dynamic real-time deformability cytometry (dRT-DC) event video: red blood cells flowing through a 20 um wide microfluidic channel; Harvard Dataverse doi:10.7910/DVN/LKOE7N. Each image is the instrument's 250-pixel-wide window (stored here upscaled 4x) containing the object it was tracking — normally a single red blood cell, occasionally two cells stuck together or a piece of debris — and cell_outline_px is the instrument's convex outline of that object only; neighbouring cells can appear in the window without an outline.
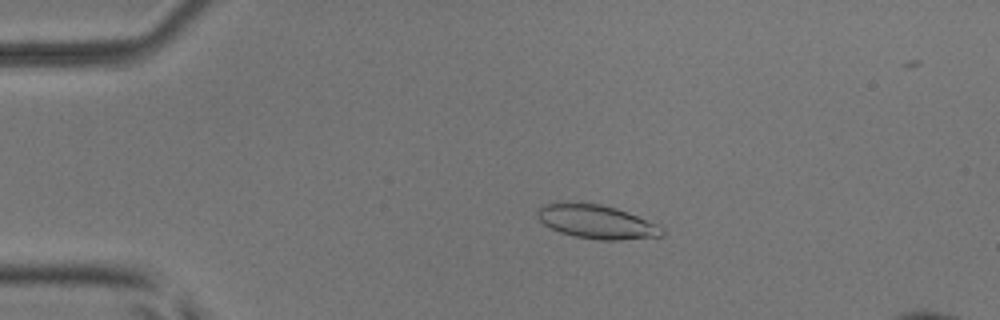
{"species": "common noctule bat (a hibernating species)", "species_latin": "Nyctalus noctula", "temperature_condition": "room temperature", "stored_images_in_passage": 52, "segment_of_instrument_passage": [1, 2], "camera_frame_rate_fps": 3000, "um_per_image_px": 0.085, "animal": {"sex": "male", "body_mass_g": 17.9, "forearm_length_mm": 54.2}, "frame": {"image": 1, "passage_image": 11, "time_ms": 3.333, "image_size_px": [1000, 320], "cell_outline_px": [[664, 236], [620, 240], [600, 240], [576, 236], [560, 232], [544, 224], [536, 216], [536, 208], [548, 204], [600, 204], [616, 208], [660, 224], [664, 232]], "centroid_in_image_um": [50.77, 18.87], "position_along_channel_um": 34.2, "area_um2": 24.16}}
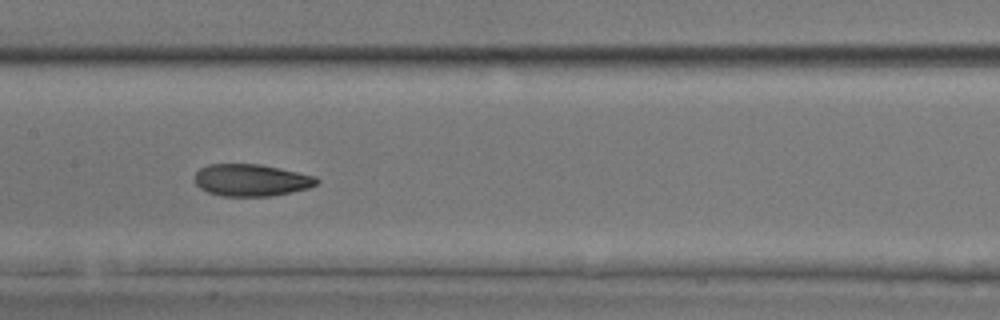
{"frame": {"image": 2, "passage_image": 26, "time_ms": 8.333, "image_size_px": [1000, 320], "cell_outline_px": [[320, 180], [316, 184], [308, 188], [268, 196], [220, 196], [208, 192], [200, 188], [196, 184], [196, 172], [200, 168], [208, 164], [260, 164], [316, 176]], "centroid_in_image_um": [21.34, 15.3], "position_along_channel_um": 186.1, "area_um2": 22.6}}
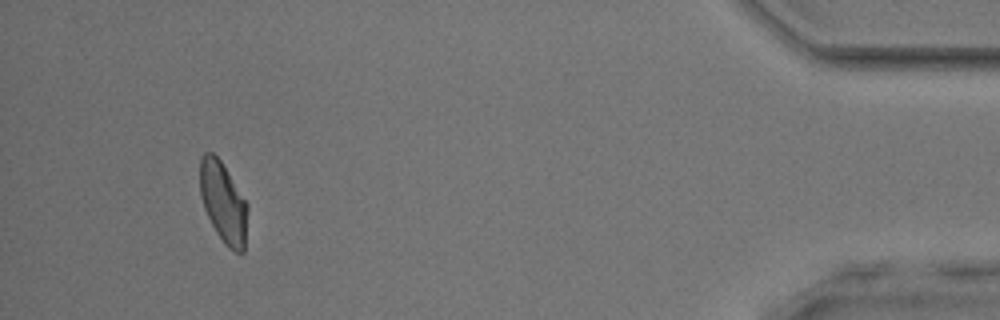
{"frame": {"image": 3, "passage_image": 48, "time_ms": 15.667, "image_size_px": [1000, 320], "cell_outline_px": [[248, 208], [244, 252], [236, 252], [228, 248], [224, 244], [216, 232], [204, 208], [200, 196], [200, 156], [204, 152], [212, 152], [220, 160], [248, 204]], "centroid_in_image_um": [18.97, 17.21], "position_along_channel_um": 416.2, "area_um2": 22.37}}